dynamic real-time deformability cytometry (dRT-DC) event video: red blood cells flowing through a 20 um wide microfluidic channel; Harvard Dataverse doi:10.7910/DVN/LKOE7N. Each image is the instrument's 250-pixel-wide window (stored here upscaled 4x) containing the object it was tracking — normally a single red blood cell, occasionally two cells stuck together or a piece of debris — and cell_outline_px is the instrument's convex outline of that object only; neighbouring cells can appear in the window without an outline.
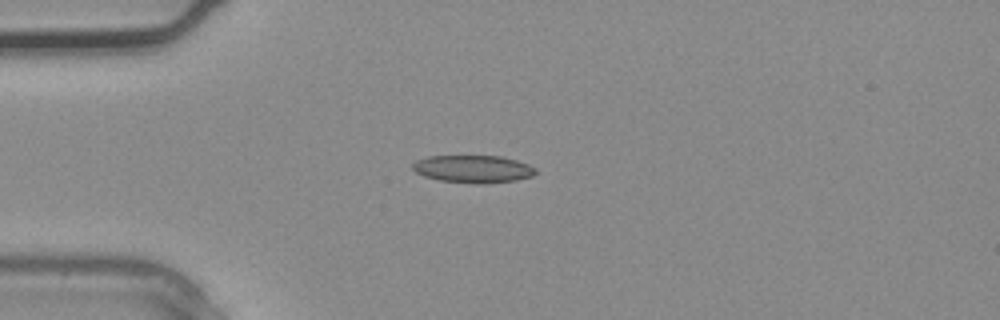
{"species": "common noctule bat (a hibernating species)", "species_latin": "Nyctalus noctula", "temperature_condition": "warm", "stored_images_in_passage": 2, "camera_frame_rate_fps": 3000, "um_per_image_px": 0.085, "animal": {"sex": "male", "body_mass_g": 20.4}, "frame": {"image": 1, "passage_image": 2, "time_ms": 0.333, "image_size_px": [1000, 320], "cell_outline_px": [[536, 172], [532, 176], [516, 180], [484, 184], [476, 184], [440, 180], [424, 176], [416, 172], [412, 168], [412, 164], [416, 160], [428, 156], [500, 156], [516, 160], [528, 164], [536, 168]], "centroid_in_image_um": [40.21, 14.36], "position_along_channel_um": 44.8, "area_um2": 19.77}}